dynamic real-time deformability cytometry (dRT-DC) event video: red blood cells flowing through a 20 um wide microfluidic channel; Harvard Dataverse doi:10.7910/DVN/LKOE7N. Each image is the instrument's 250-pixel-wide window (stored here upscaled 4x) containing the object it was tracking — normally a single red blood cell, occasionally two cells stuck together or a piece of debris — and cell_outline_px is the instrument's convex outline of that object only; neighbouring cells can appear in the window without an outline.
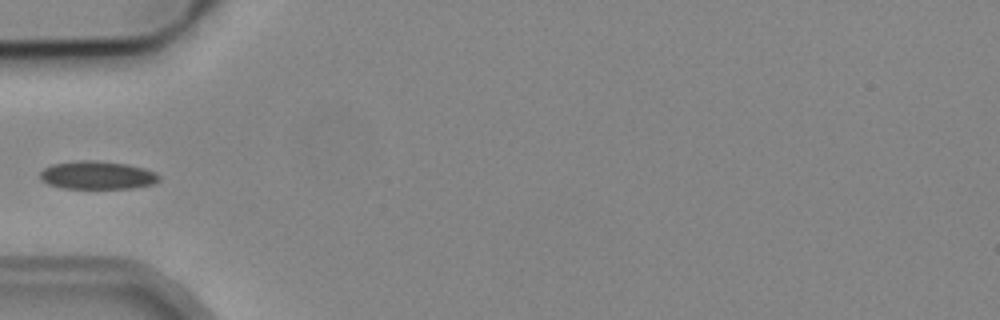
{"species": "common noctule bat (a hibernating species)", "species_latin": "Nyctalus noctula", "temperature_condition": "cold", "stored_images_in_passage": 7, "camera_frame_rate_fps": 3000, "um_per_image_px": 0.085, "animal": {"sex": "male", "body_mass_g": 19.2, "forearm_length_mm": 51.8}, "frame": {"image": 1, "passage_image": 6, "time_ms": 6.0, "image_size_px": [1000, 320], "cell_outline_px": [[160, 180], [156, 184], [132, 188], [64, 188], [48, 184], [40, 180], [40, 172], [44, 168], [52, 164], [80, 160], [96, 160], [128, 164], [144, 168], [156, 172], [160, 176]], "centroid_in_image_um": [8.3, 14.89], "position_along_channel_um": 76.7, "area_um2": 19.71}}